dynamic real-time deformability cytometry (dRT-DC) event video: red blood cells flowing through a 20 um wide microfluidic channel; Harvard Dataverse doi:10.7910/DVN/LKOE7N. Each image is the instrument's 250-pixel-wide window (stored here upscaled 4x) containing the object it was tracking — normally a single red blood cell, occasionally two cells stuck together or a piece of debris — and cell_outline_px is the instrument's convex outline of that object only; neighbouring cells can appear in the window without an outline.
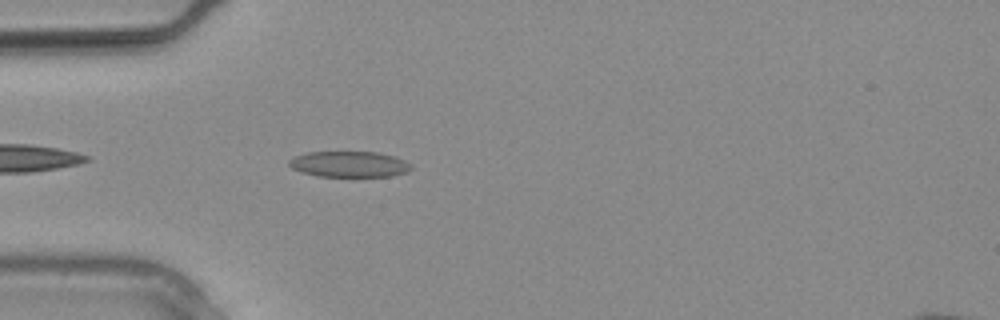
{"species": "common noctule bat (a hibernating species)", "species_latin": "Nyctalus noctula", "temperature_condition": "warm", "stored_images_in_passage": 3, "camera_frame_rate_fps": 3000, "um_per_image_px": 0.085, "animal": {"sex": "male", "body_mass_g": 20.4}, "frame": {"image": 1, "passage_image": 1, "time_ms": 0.0, "image_size_px": [1000, 320], "cell_outline_px": [[412, 168], [408, 172], [392, 176], [352, 180], [320, 176], [304, 172], [292, 168], [288, 164], [288, 160], [296, 156], [308, 152], [380, 152], [396, 156], [404, 160]], "centroid_in_image_um": [29.74, 14.01], "position_along_channel_um": 55.3, "area_um2": 19.31}}